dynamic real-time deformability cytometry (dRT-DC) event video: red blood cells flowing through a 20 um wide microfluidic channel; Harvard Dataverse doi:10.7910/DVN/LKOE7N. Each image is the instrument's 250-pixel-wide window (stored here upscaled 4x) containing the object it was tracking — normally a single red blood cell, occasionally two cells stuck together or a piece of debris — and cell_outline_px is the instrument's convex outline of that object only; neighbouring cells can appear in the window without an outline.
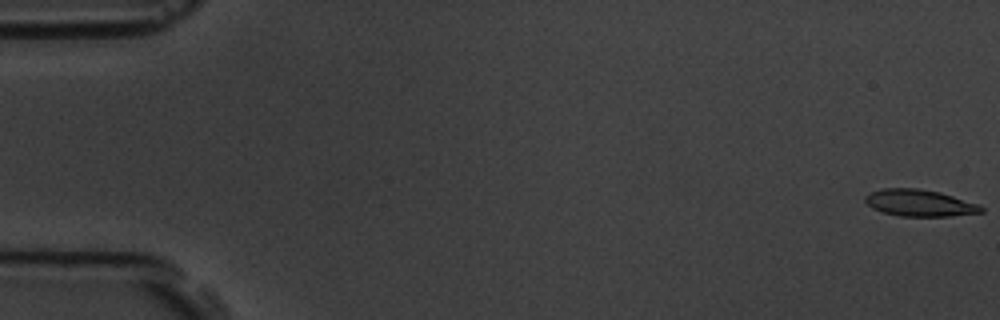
{"species": "common noctule bat (a hibernating species)", "species_latin": "Nyctalus noctula", "temperature_condition": "room temperature", "stored_images_in_passage": 5, "camera_frame_rate_fps": 3000, "um_per_image_px": 0.085, "animal": {"sex": "male", "body_mass_g": 19.5, "forearm_length_mm": 54.6}, "frame": {"image": 1, "passage_image": 1, "time_ms": 0.0, "image_size_px": [1000, 320], "cell_outline_px": [[984, 212], [952, 216], [900, 216], [884, 212], [872, 208], [864, 200], [864, 196], [880, 188], [916, 188], [940, 192], [980, 204], [984, 208]], "centroid_in_image_um": [78.19, 17.25], "position_along_channel_um": 6.8, "area_um2": 18.15}}
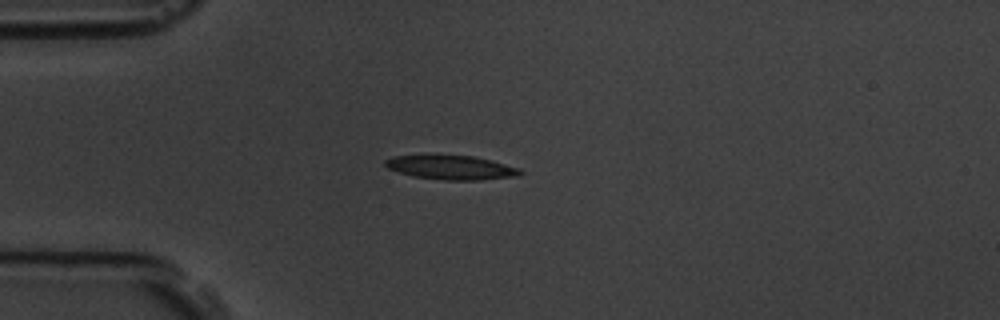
{"frame": {"image": 2, "passage_image": 5, "time_ms": 4.667, "image_size_px": [1000, 320], "cell_outline_px": [[524, 172], [520, 176], [480, 180], [444, 180], [412, 176], [388, 168], [384, 164], [384, 160], [392, 156], [472, 156], [492, 160], [520, 168]], "centroid_in_image_um": [38.41, 14.25], "position_along_channel_um": 46.6, "area_um2": 18.84}}